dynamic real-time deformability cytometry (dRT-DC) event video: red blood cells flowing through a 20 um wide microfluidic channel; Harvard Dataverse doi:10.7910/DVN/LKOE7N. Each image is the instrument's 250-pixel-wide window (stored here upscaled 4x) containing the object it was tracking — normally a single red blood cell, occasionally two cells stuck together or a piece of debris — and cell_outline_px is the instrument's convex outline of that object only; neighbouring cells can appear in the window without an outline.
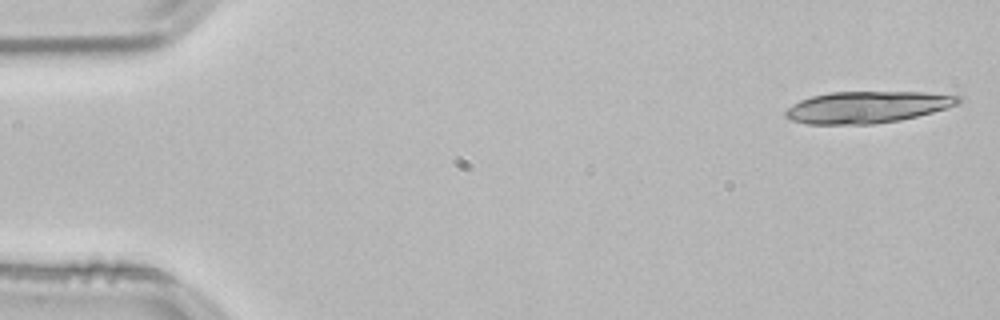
{"species": "common noctule bat (a hibernating species)", "species_latin": "Nyctalus noctula", "temperature_condition": "room temperature", "stored_images_in_passage": 16, "camera_frame_rate_fps": 3000, "um_per_image_px": 0.085, "animal": {"sex": "male", "body_mass_g": 21.5, "forearm_length_mm": 52.0}, "frame": {"image": 1, "passage_image": 1, "time_ms": 0.0, "image_size_px": [1000, 320], "cell_outline_px": [[960, 100], [956, 104], [932, 112], [900, 120], [876, 124], [808, 124], [792, 120], [784, 116], [784, 112], [792, 104], [800, 100], [812, 96], [832, 92], [924, 92], [960, 96]], "centroid_in_image_um": [73.66, 9.11], "position_along_channel_um": 11.3, "area_um2": 31.67}}